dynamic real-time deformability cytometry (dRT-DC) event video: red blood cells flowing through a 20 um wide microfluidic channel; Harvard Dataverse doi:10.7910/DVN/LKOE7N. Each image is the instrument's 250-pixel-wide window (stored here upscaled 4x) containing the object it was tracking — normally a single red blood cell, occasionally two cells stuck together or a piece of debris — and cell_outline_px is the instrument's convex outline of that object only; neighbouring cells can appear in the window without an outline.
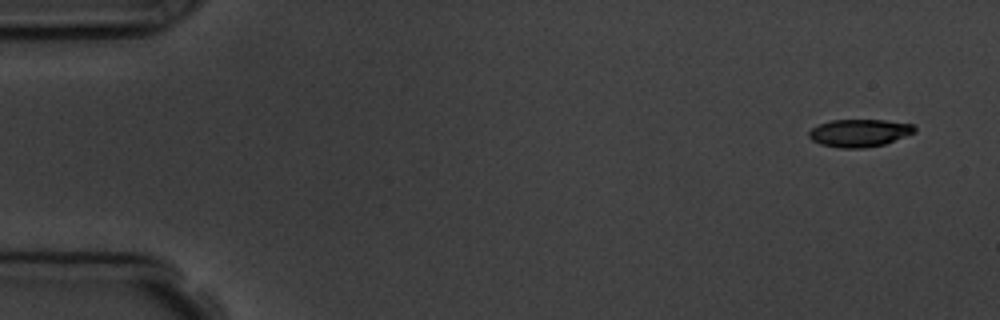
{"species": "common noctule bat (a hibernating species)", "species_latin": "Nyctalus noctula", "temperature_condition": "room temperature", "stored_images_in_passage": 5, "segment_of_instrument_passage": [1, 2], "camera_frame_rate_fps": 3000, "um_per_image_px": 0.085, "animal": {"sex": "male", "body_mass_g": 19.5, "forearm_length_mm": 54.6}, "frame": {"image": 1, "passage_image": 1, "time_ms": 0.0, "image_size_px": [1000, 320], "cell_outline_px": [[916, 132], [884, 144], [864, 148], [840, 148], [820, 144], [812, 140], [808, 136], [808, 132], [812, 128], [820, 124], [832, 120], [884, 120], [912, 124], [916, 128]], "centroid_in_image_um": [73.04, 11.3], "position_along_channel_um": 12.0, "area_um2": 16.94}}